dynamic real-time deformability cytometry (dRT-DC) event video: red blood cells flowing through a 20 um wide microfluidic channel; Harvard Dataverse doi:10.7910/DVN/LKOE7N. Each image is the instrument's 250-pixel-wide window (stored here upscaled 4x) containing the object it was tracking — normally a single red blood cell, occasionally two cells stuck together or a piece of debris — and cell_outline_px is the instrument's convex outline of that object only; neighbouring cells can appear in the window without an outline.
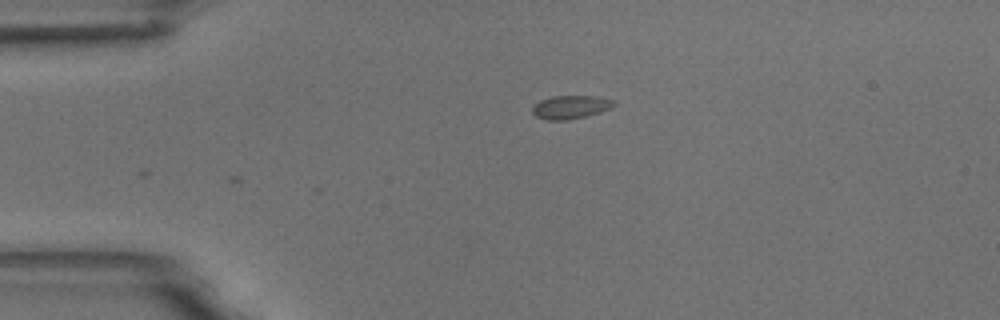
{"species": "common noctule bat (a hibernating species)", "species_latin": "Nyctalus noctula", "temperature_condition": "room temperature", "stored_images_in_passage": 4, "camera_frame_rate_fps": 3000, "um_per_image_px": 0.085, "animal": {"sex": "male", "body_mass_g": 18.8}, "frame": {"image": 1, "passage_image": 1, "time_ms": 0.0, "image_size_px": [1000, 320], "cell_outline_px": [[616, 104], [612, 108], [600, 112], [568, 120], [548, 120], [536, 116], [532, 112], [532, 108], [540, 100], [552, 96], [600, 96], [616, 100]], "centroid_in_image_um": [48.55, 9.09], "position_along_channel_um": 36.4, "area_um2": 11.16}}